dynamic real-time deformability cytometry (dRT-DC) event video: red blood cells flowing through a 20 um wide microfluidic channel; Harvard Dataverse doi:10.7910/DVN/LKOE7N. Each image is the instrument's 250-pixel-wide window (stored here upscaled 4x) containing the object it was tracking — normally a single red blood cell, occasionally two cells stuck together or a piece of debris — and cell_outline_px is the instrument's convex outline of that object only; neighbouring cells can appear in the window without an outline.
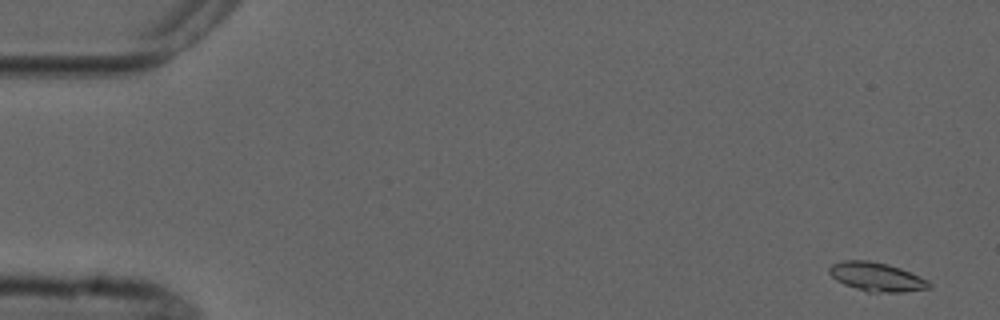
{"species": "common noctule bat (a hibernating species)", "species_latin": "Nyctalus noctula", "temperature_condition": "cold", "stored_images_in_passage": 6, "camera_frame_rate_fps": 3000, "um_per_image_px": 0.085, "animal": {"sex": "male", "forearm_length_mm": 52.5}, "frame": {"image": 1, "passage_image": 1, "time_ms": 0.0, "image_size_px": [1000, 320], "cell_outline_px": [[932, 288], [900, 292], [868, 292], [844, 284], [836, 280], [828, 272], [828, 268], [832, 264], [844, 260], [868, 260], [888, 264], [900, 268], [920, 276], [928, 280], [932, 284]], "centroid_in_image_um": [74.52, 23.53], "position_along_channel_um": 10.5, "area_um2": 16.82}}